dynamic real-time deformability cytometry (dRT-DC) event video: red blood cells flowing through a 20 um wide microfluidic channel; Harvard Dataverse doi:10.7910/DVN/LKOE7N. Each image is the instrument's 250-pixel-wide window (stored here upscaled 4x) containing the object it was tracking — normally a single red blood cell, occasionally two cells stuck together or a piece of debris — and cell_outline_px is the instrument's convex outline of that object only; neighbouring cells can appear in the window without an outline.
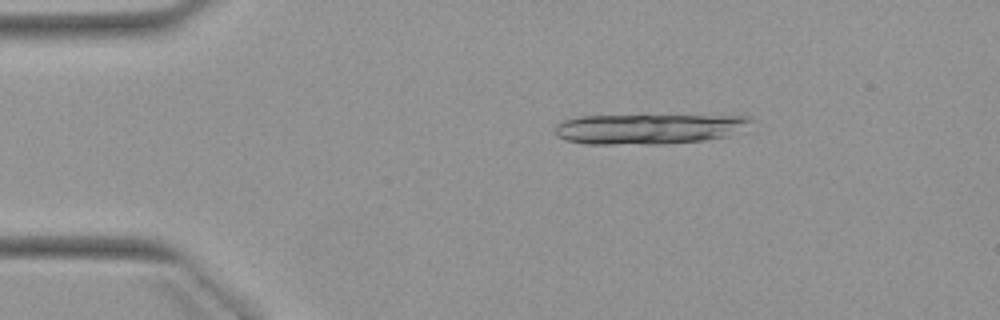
{"species": "Egyptian fruit bat (a non-hibernating species)", "species_latin": "Rousettus aegyptiacus", "temperature_condition": "warm", "stored_images_in_passage": 6, "segment_of_instrument_passage": [1, 2], "camera_frame_rate_fps": 3000, "um_per_image_px": 0.085, "animal": {"sex": "female"}, "frame": {"image": 1, "passage_image": 3, "time_ms": 2.333, "image_size_px": [1000, 320], "cell_outline_px": [[752, 132], [704, 140], [664, 144], [588, 144], [564, 140], [556, 136], [556, 124], [564, 120], [580, 116], [752, 116]], "centroid_in_image_um": [55.29, 10.96], "position_along_channel_um": 29.7, "area_um2": 35.03}}